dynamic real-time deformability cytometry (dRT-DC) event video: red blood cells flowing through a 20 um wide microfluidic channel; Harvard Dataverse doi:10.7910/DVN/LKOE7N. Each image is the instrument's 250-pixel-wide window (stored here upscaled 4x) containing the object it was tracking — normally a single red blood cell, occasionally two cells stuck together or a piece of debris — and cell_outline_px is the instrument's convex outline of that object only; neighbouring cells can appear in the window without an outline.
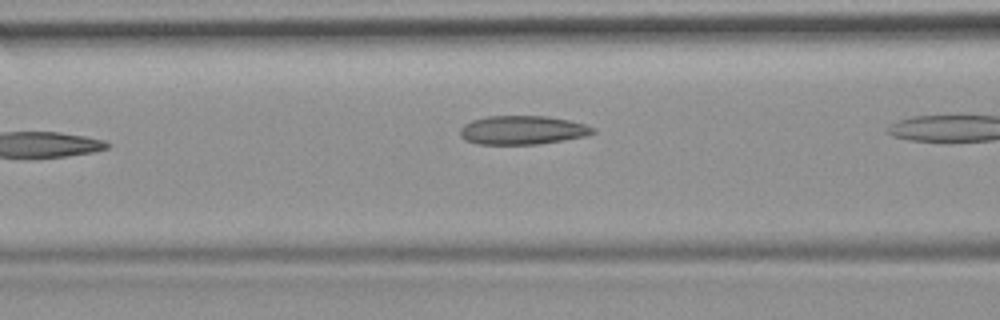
{"species": "common noctule bat (a hibernating species)", "species_latin": "Nyctalus noctula", "temperature_condition": "room temperature", "stored_images_in_passage": 5, "camera_frame_rate_fps": 3000, "um_per_image_px": 0.085, "animal": {"sex": "female", "body_mass_g": 19.9}, "frame": {"image": 1, "passage_image": 4, "time_ms": 1.0, "image_size_px": [1000, 320], "cell_outline_px": [[596, 132], [584, 136], [564, 140], [536, 144], [476, 144], [464, 140], [460, 136], [460, 128], [464, 124], [472, 120], [484, 116], [548, 116], [568, 120], [584, 124], [596, 128]], "centroid_in_image_um": [44.38, 11.05], "position_along_channel_um": 122.2, "area_um2": 22.37}}